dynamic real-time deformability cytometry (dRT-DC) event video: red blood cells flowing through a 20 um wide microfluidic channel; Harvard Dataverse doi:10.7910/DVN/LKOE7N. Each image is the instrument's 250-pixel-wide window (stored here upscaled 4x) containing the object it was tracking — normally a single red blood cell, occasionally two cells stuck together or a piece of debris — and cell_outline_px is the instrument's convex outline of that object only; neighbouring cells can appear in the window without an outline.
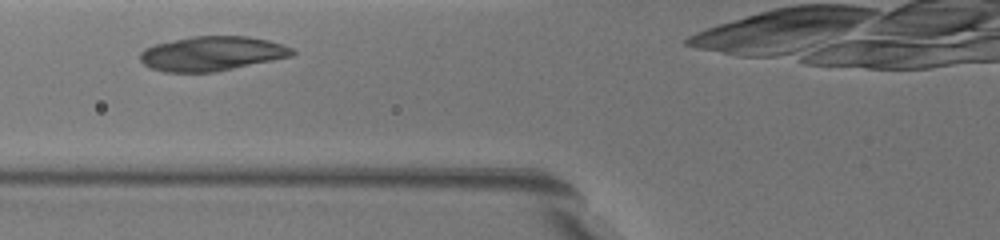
{"species": "common noctule bat (a hibernating species)", "species_latin": "Nyctalus noctula", "temperature_condition": "warm", "stored_images_in_passage": 4, "camera_frame_rate_fps": 3000, "um_per_image_px": 0.085, "animal": {"sex": "female", "body_mass_g": 19.5, "forearm_length_mm": 54.1}, "frame": {"image": 1, "passage_image": 3, "time_ms": 0.667, "image_size_px": [1000, 240], "cell_outline_px": [[648, 208], [640, 204], [600, 168], [596, 164], [592, 152], [592, 144], [612, 148], [624, 152], [640, 184]], "centroid_in_image_um": [52.62, 14.51], "position_along_channel_um": 73.2, "area_um2": 10.17}}